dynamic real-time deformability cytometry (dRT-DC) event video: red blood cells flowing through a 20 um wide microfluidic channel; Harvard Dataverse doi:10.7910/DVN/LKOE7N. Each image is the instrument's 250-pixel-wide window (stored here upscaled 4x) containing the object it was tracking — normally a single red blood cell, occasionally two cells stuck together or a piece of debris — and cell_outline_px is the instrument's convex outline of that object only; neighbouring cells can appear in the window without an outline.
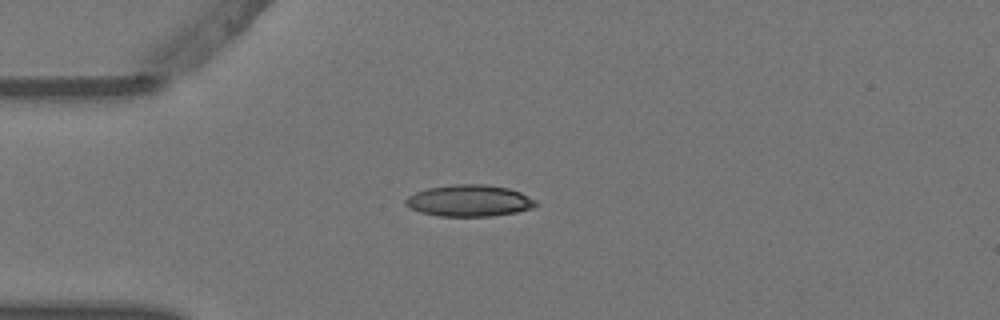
{"species": "Egyptian fruit bat (a non-hibernating species)", "species_latin": "Rousettus aegyptiacus", "temperature_condition": "warm", "stored_images_in_passage": 3, "camera_frame_rate_fps": 3000, "um_per_image_px": 0.085, "animal": {"sex": "female"}, "frame": {"image": 1, "passage_image": 1, "time_ms": 0.0, "image_size_px": [1000, 320], "cell_outline_px": [[536, 204], [532, 208], [516, 212], [492, 216], [436, 216], [420, 212], [404, 204], [404, 200], [408, 196], [416, 192], [428, 188], [452, 184], [484, 184], [508, 188], [520, 192], [536, 200]], "centroid_in_image_um": [39.87, 17.06], "position_along_channel_um": 45.1, "area_um2": 23.93}}
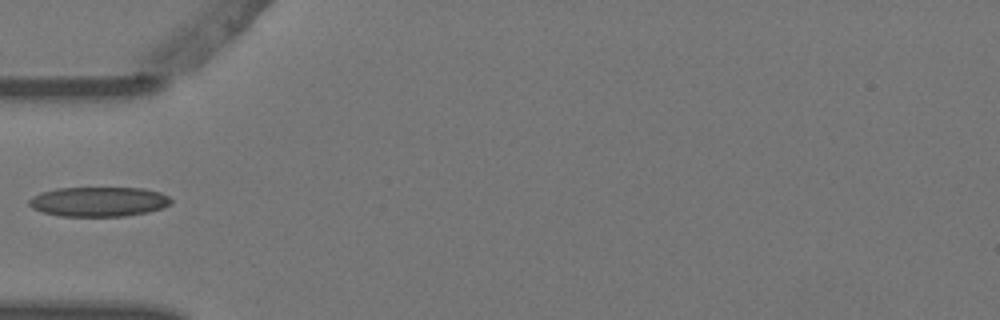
{"frame": {"image": 2, "passage_image": 2, "time_ms": 0.333, "image_size_px": [1000, 320], "cell_outline_px": [[172, 204], [148, 212], [124, 216], [60, 216], [44, 212], [32, 208], [28, 204], [28, 200], [32, 196], [40, 192], [56, 188], [144, 188], [160, 192], [168, 196], [172, 200]], "centroid_in_image_um": [8.38, 17.13], "position_along_channel_um": 76.6, "area_um2": 24.62}}
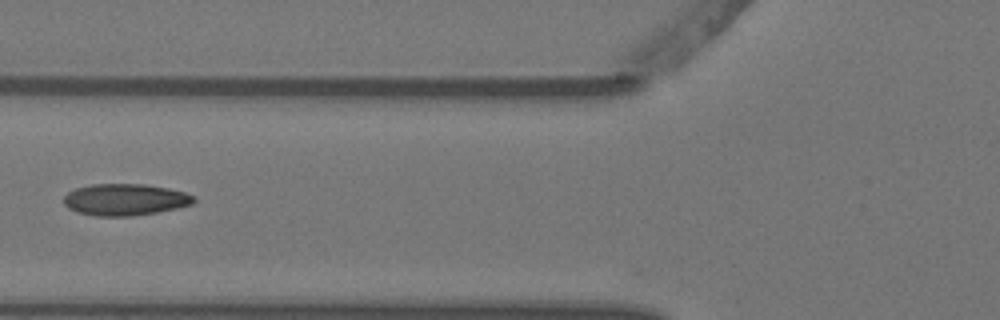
{"frame": {"image": 3, "passage_image": 3, "time_ms": 0.667, "image_size_px": [1000, 320], "cell_outline_px": [[196, 200], [192, 204], [176, 208], [156, 212], [132, 216], [96, 216], [76, 212], [68, 208], [64, 204], [64, 196], [68, 192], [76, 188], [92, 184], [144, 184], [168, 188], [184, 192], [196, 196]], "centroid_in_image_um": [10.63, 16.97], "position_along_channel_um": 115.2, "area_um2": 24.04}}